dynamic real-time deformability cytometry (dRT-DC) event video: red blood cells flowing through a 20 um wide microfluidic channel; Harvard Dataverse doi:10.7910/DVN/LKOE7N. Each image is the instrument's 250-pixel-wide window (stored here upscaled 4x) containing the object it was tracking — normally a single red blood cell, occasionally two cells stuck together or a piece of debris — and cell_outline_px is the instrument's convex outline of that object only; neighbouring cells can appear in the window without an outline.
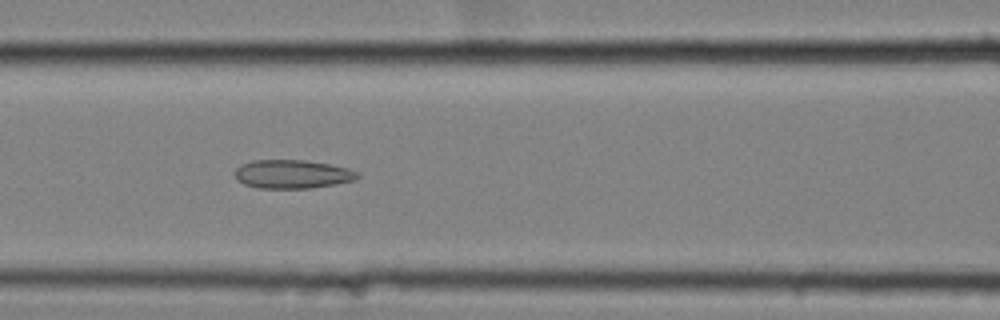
{"species": "common noctule bat (a hibernating species)", "species_latin": "Nyctalus noctula", "temperature_condition": "cold", "stored_images_in_passage": 21, "camera_frame_rate_fps": 3000, "um_per_image_px": 0.085, "animal": {"sex": "female", "body_mass_g": 25.1}, "frame": {"image": 1, "passage_image": 10, "time_ms": 3.0, "image_size_px": [1000, 320], "cell_outline_px": [[360, 176], [356, 180], [312, 188], [256, 188], [244, 184], [236, 180], [236, 168], [240, 164], [252, 160], [304, 160], [328, 164], [348, 168], [360, 172]], "centroid_in_image_um": [24.85, 14.8], "position_along_channel_um": 141.7, "area_um2": 20.58}}